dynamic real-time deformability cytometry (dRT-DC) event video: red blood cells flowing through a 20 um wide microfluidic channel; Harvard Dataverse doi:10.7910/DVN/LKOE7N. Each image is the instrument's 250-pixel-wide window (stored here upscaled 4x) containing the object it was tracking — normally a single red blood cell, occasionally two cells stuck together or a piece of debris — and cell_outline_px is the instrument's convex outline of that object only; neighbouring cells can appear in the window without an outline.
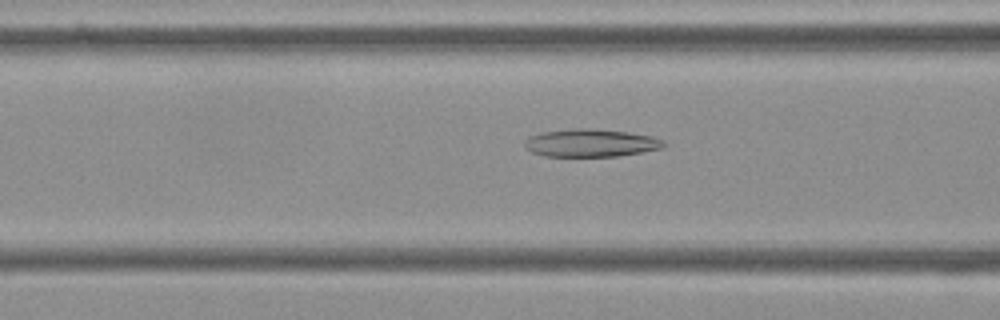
{"species": "Egyptian fruit bat (a non-hibernating species)", "species_latin": "Rousettus aegyptiacus", "temperature_condition": "cold", "stored_images_in_passage": 55, "camera_frame_rate_fps": 3000, "um_per_image_px": 0.085, "frame": {"image": 1, "passage_image": 21, "time_ms": 6.667, "image_size_px": [1000, 320], "cell_outline_px": [[668, 144], [664, 148], [616, 156], [544, 156], [532, 152], [524, 144], [524, 140], [528, 136], [540, 132], [576, 128], [592, 128], [628, 132], [652, 136], [664, 140]], "centroid_in_image_um": [50.23, 12.14], "position_along_channel_um": 116.4, "area_um2": 22.66}}
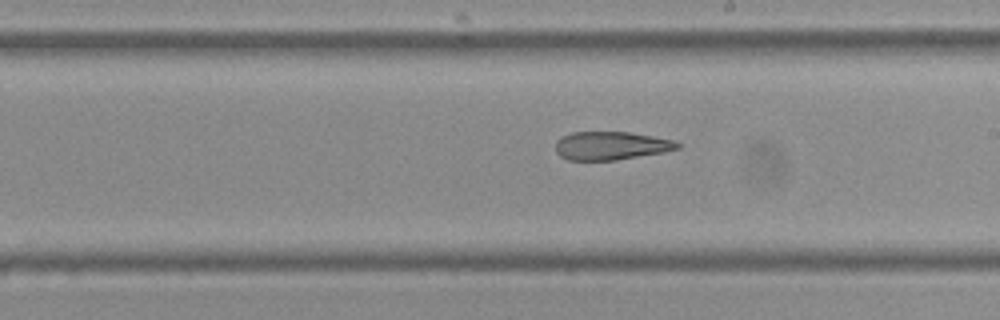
{"frame": {"image": 2, "passage_image": 31, "time_ms": 10.0, "image_size_px": [1000, 320], "cell_outline_px": [[680, 148], [664, 152], [616, 160], [568, 160], [560, 156], [556, 152], [556, 140], [560, 136], [572, 132], [628, 132], [676, 140], [680, 144]], "centroid_in_image_um": [51.93, 12.38], "position_along_channel_um": 237.1, "area_um2": 20.23}}
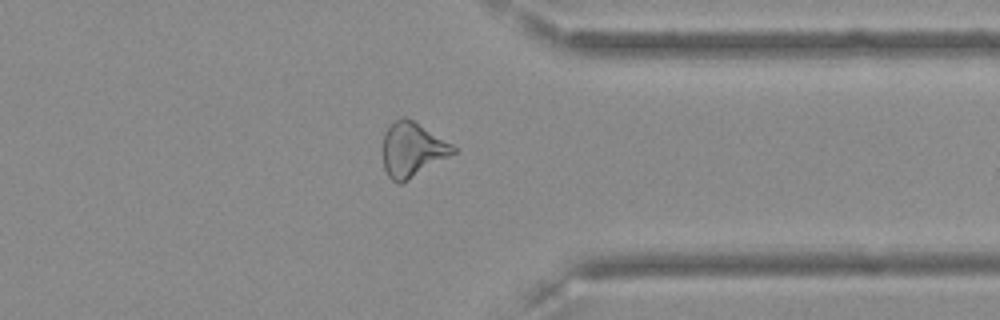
{"frame": {"image": 3, "passage_image": 43, "time_ms": 14.0, "image_size_px": [1000, 320], "cell_outline_px": [[456, 152], [400, 184], [392, 180], [388, 176], [384, 168], [384, 132], [388, 124], [392, 120], [404, 116], [412, 120], [452, 144], [456, 148]], "centroid_in_image_um": [35.01, 12.69], "position_along_channel_um": 376.4, "area_um2": 21.96}, "authors_computed_cell_mechanics": {"area_um2": 23.698, "velocity_mm_per_s": 3.6139, "shape_relaxation_time_tau1_ms": null, "shape_relaxation_time_tau2_ms": 5.25, "deformation_change_tau1": null, "deformation_change_tau2": 0.1589}}